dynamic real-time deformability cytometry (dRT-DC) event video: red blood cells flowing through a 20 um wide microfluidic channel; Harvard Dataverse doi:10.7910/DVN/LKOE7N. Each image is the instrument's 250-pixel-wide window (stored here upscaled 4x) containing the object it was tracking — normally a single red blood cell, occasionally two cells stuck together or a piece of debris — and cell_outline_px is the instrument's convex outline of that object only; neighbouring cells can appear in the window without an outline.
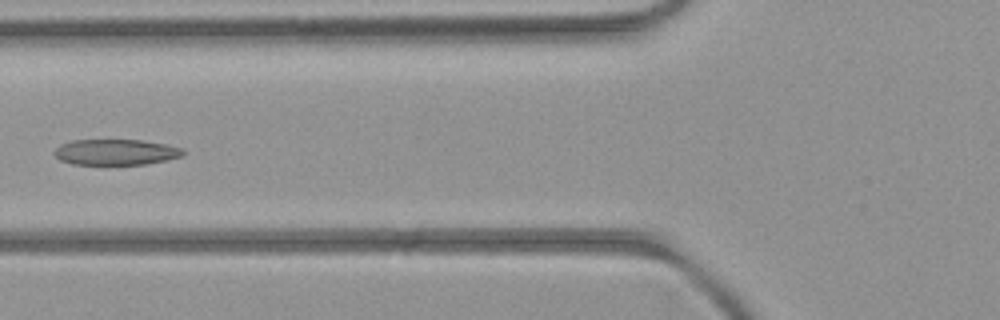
{"species": "common noctule bat (a hibernating species)", "species_latin": "Nyctalus noctula", "temperature_condition": "room temperature", "stored_images_in_passage": 5, "camera_frame_rate_fps": 3000, "um_per_image_px": 0.085, "animal": {"sex": "female", "body_mass_g": 21.9}, "frame": {"image": 1, "passage_image": 4, "time_ms": 3.333, "image_size_px": [1000, 320], "cell_outline_px": [[184, 156], [148, 164], [72, 164], [60, 160], [52, 152], [60, 144], [72, 140], [140, 140], [168, 144], [184, 148]], "centroid_in_image_um": [9.87, 12.92], "position_along_channel_um": 115.9, "area_um2": 19.48}}
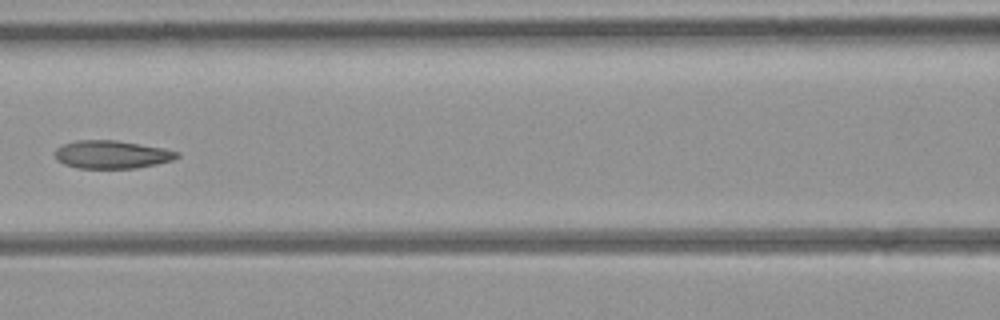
{"frame": {"image": 2, "passage_image": 5, "time_ms": 4.333, "image_size_px": [1000, 320], "cell_outline_px": [[180, 156], [172, 160], [156, 164], [136, 168], [76, 168], [64, 164], [56, 160], [56, 148], [64, 144], [76, 140], [116, 140], [164, 148], [180, 152]], "centroid_in_image_um": [9.51, 13.13], "position_along_channel_um": 157.1, "area_um2": 19.94}}